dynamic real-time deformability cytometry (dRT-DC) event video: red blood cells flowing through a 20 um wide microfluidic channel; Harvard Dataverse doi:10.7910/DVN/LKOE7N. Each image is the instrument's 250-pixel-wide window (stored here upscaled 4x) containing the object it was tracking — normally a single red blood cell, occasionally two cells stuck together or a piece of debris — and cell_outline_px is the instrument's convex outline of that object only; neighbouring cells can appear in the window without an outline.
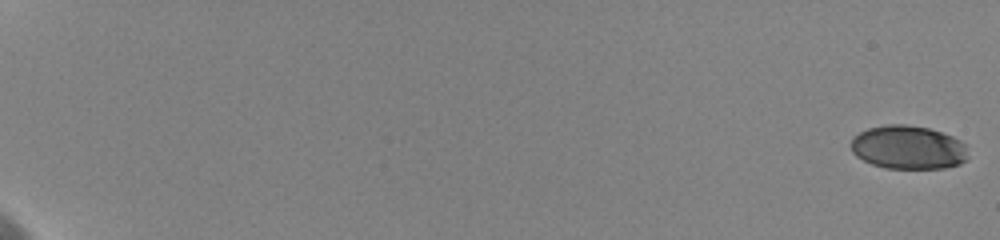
{"species": "human", "species_latin": "Homo sapiens", "temperature_condition": "cold", "stored_images_in_passage": 19, "camera_frame_rate_fps": 3000, "um_per_image_px": 0.085, "donor": {"sex": "female"}, "frame": {"image": 1, "passage_image": 1, "time_ms": 0.0, "image_size_px": [1000, 240], "cell_outline_px": [[968, 160], [960, 164], [944, 168], [884, 168], [872, 164], [856, 156], [852, 152], [852, 140], [860, 132], [868, 128], [888, 124], [904, 124], [928, 128], [952, 136], [960, 140], [964, 144]], "centroid_in_image_um": [77.2, 12.53], "position_along_channel_um": 7.8, "area_um2": 29.59}}
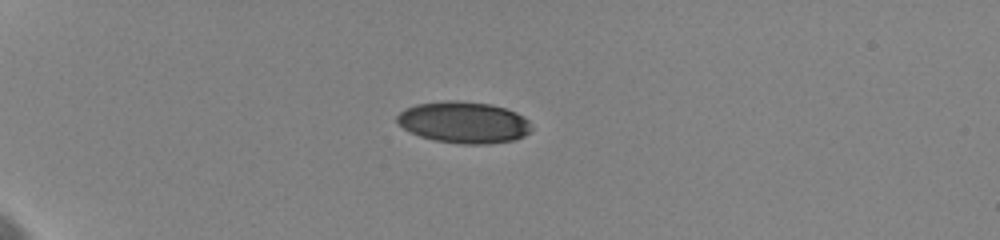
{"frame": {"image": 2, "passage_image": 13, "time_ms": 6.0, "image_size_px": [1000, 240], "cell_outline_px": [[532, 128], [524, 136], [516, 140], [488, 144], [464, 144], [436, 140], [420, 136], [404, 128], [396, 120], [396, 116], [404, 108], [416, 104], [448, 100], [456, 100], [492, 104], [516, 112], [528, 120]], "centroid_in_image_um": [39.43, 10.39], "position_along_channel_um": 45.6, "area_um2": 32.48}}